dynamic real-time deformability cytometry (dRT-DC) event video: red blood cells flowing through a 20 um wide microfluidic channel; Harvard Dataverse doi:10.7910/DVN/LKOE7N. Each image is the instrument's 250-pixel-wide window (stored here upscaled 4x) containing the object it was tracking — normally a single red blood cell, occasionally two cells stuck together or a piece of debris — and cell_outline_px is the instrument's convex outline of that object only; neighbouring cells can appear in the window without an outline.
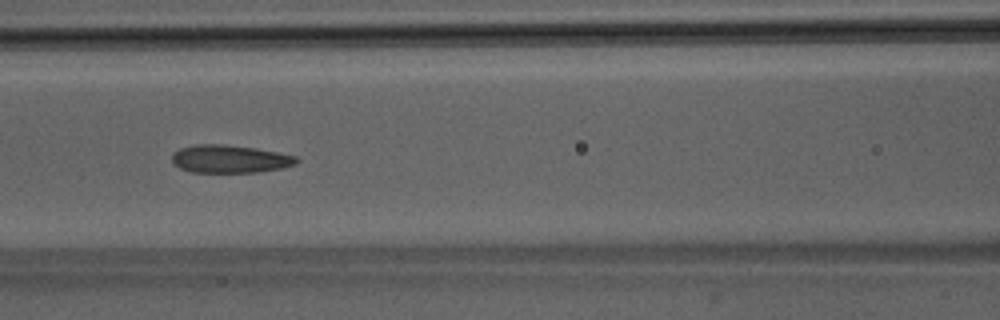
{"species": "Egyptian fruit bat (a non-hibernating species)", "species_latin": "Rousettus aegyptiacus", "temperature_condition": "room temperature", "stored_images_in_passage": 51, "camera_frame_rate_fps": 3000, "um_per_image_px": 0.085, "animal": {"sex": "male"}, "frame": {"image": 1, "passage_image": 23, "time_ms": 7.333, "image_size_px": [1000, 320], "cell_outline_px": [[300, 160], [296, 164], [280, 168], [256, 172], [192, 172], [180, 168], [172, 164], [172, 152], [180, 148], [196, 144], [224, 144], [256, 148], [296, 156]], "centroid_in_image_um": [19.5, 13.5], "position_along_channel_um": 147.1, "area_um2": 20.29}}
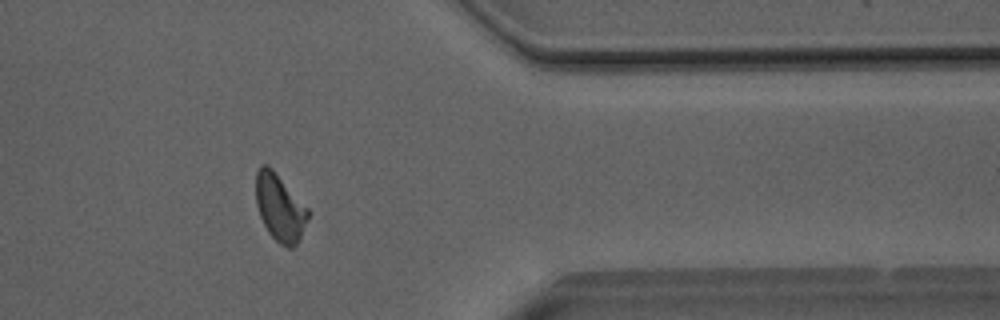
{"frame": {"image": 2, "passage_image": 42, "time_ms": 13.667, "image_size_px": [1000, 320], "cell_outline_px": [[312, 212], [300, 240], [292, 248], [288, 248], [280, 244], [268, 232], [260, 216], [256, 204], [256, 172], [260, 164], [268, 164], [272, 168]], "centroid_in_image_um": [23.81, 17.65], "position_along_channel_um": 387.6, "area_um2": 20.69}}
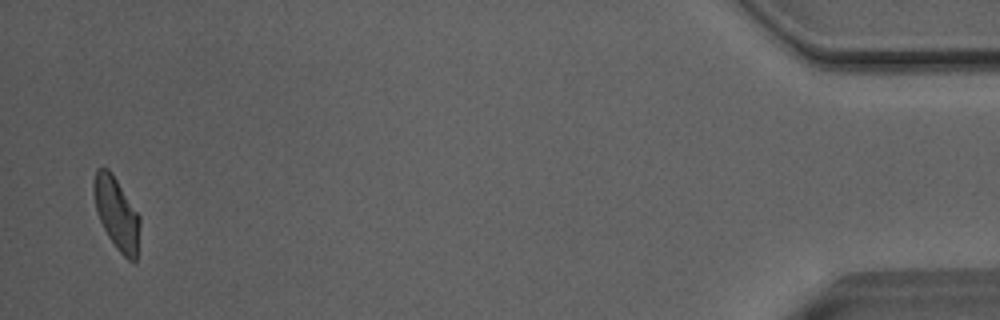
{"frame": {"image": 3, "passage_image": 50, "time_ms": 16.333, "image_size_px": [1000, 320], "cell_outline_px": [[140, 224], [136, 260], [128, 260], [116, 248], [108, 236], [100, 220], [96, 208], [92, 192], [92, 184], [96, 168], [108, 168], [112, 172], [140, 216]], "centroid_in_image_um": [9.9, 18.1], "position_along_channel_um": 425.3, "area_um2": 19.36}, "authors_computed_cell_mechanics": {"area_um2": 20.6924, "velocity_mm_per_s": 4.0507, "shape_relaxation_time_tau1_ms": null, "shape_relaxation_time_tau2_ms": 2.8168, "deformation_change_tau1": null, "deformation_change_tau2": 0.1062}}